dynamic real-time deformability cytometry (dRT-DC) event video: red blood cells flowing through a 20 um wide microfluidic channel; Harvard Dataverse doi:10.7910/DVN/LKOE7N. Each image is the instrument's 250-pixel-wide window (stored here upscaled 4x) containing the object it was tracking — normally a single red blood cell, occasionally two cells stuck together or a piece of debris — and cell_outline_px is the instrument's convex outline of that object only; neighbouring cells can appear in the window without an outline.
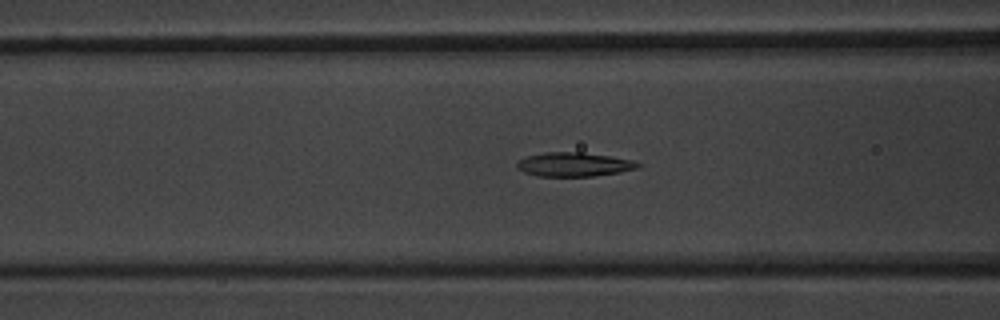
{"species": "common noctule bat (a hibernating species)", "species_latin": "Nyctalus noctula", "temperature_condition": "warm", "stored_images_in_passage": 53, "camera_frame_rate_fps": 3000, "um_per_image_px": 0.085, "animal": {"sex": "male", "body_mass_g": 20.1, "forearm_length_mm": 53.5}, "frame": {"image": 1, "passage_image": 21, "time_ms": 6.667, "image_size_px": [1000, 320], "cell_outline_px": [[644, 164], [640, 168], [620, 172], [596, 176], [540, 176], [524, 172], [516, 168], [516, 164], [524, 156], [544, 152], [580, 152], [608, 156], [632, 160]], "centroid_in_image_um": [48.8, 13.98], "position_along_channel_um": 117.8, "area_um2": 17.05}}
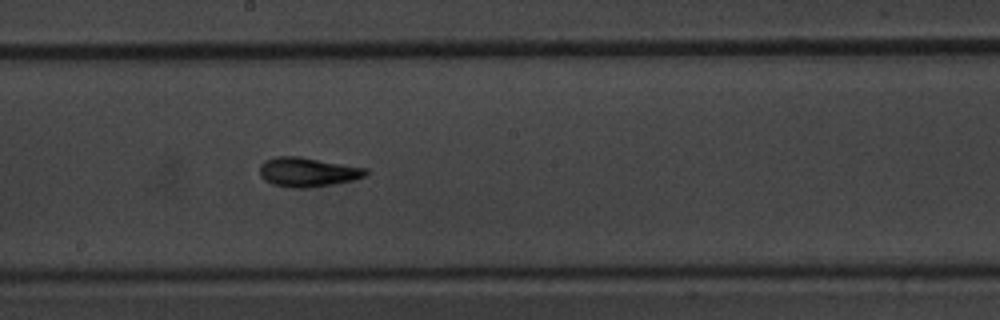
{"frame": {"image": 2, "passage_image": 29, "time_ms": 9.333, "image_size_px": [1000, 320], "cell_outline_px": [[368, 172], [364, 176], [352, 180], [332, 184], [304, 188], [292, 188], [272, 184], [264, 180], [260, 176], [260, 164], [264, 160], [276, 156], [300, 156], [368, 168]], "centroid_in_image_um": [26.12, 14.61], "position_along_channel_um": 222.1, "area_um2": 18.21}}
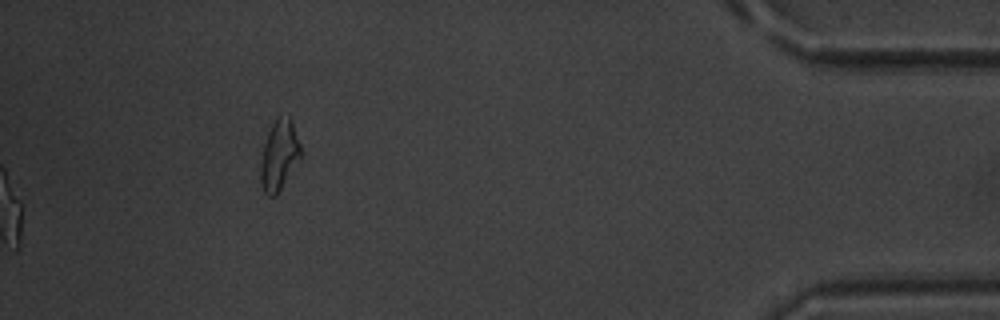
{"frame": {"image": 3, "passage_image": 53, "time_ms": 17.333, "image_size_px": [1000, 320], "cell_outline_px": [[300, 156], [276, 196], [268, 196], [264, 192], [260, 180], [260, 164], [264, 144], [268, 132], [276, 116], [288, 116], [292, 120], [300, 144]], "centroid_in_image_um": [23.7, 13.17], "position_along_channel_um": 411.5, "area_um2": 16.13}, "authors_computed_cell_mechanics": {"area_um2": 17.2244, "velocity_mm_per_s": 3.9036, "shape_relaxation_time_tau1_ms": 4.3945, "shape_relaxation_time_tau2_ms": 1.9092, "deformation_change_tau1": 0.2011, "deformation_change_tau2": 0.1073}}